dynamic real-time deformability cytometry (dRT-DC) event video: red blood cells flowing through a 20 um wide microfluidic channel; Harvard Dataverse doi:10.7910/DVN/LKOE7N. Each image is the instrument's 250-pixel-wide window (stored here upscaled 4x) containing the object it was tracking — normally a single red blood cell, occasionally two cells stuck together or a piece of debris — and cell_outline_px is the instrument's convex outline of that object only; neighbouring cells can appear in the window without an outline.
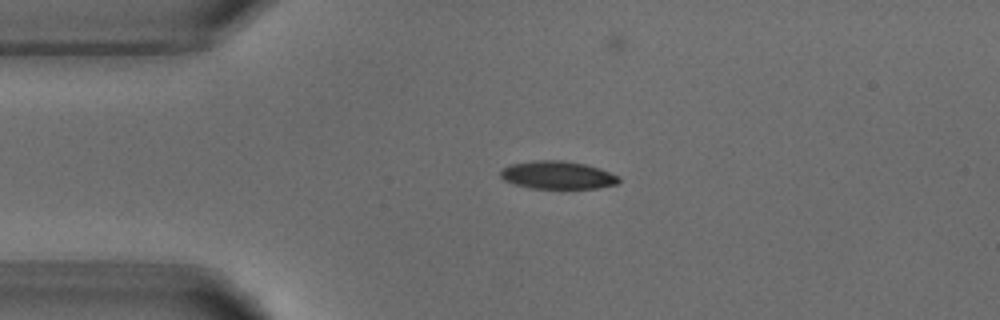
{"species": "common noctule bat (a hibernating species)", "species_latin": "Nyctalus noctula", "temperature_condition": "warm", "stored_images_in_passage": 3, "camera_frame_rate_fps": 3000, "um_per_image_px": 0.085, "animal": {"sex": "male", "body_mass_g": 18.8}, "frame": {"image": 1, "passage_image": 2, "time_ms": 1.333, "image_size_px": [1000, 320], "cell_outline_px": [[620, 180], [616, 184], [596, 188], [532, 188], [516, 184], [504, 180], [500, 176], [500, 168], [508, 164], [532, 160], [564, 160], [584, 164], [600, 168], [620, 176]], "centroid_in_image_um": [47.36, 14.86], "position_along_channel_um": 37.6, "area_um2": 19.36}}